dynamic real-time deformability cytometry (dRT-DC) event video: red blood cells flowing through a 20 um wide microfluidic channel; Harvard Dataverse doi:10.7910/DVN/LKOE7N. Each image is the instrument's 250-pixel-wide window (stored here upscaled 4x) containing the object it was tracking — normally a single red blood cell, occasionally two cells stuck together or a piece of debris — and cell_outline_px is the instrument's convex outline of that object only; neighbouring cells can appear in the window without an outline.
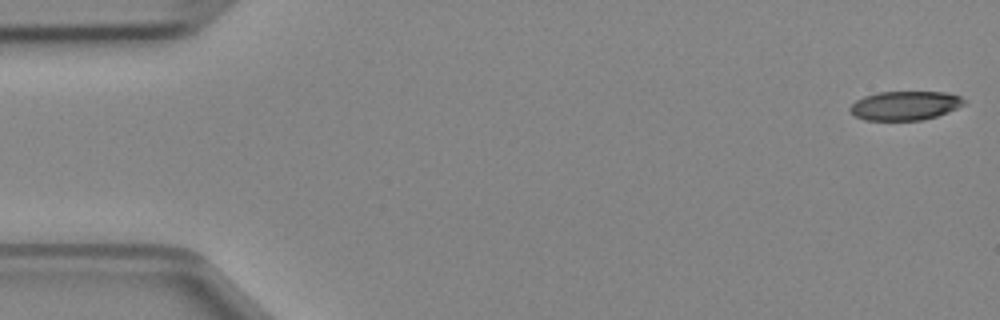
{"species": "Egyptian fruit bat (a non-hibernating species)", "species_latin": "Rousettus aegyptiacus", "temperature_condition": "cold", "stored_images_in_passage": 40, "camera_frame_rate_fps": 3000, "um_per_image_px": 0.085, "animal": {"sex": "female"}, "frame": {"image": 1, "passage_image": 1, "time_ms": 0.0, "image_size_px": [1000, 320], "cell_outline_px": [[968, 100], [964, 104], [948, 112], [924, 120], [864, 120], [848, 112], [848, 108], [856, 100], [864, 96], [876, 92], [944, 92], [960, 96]], "centroid_in_image_um": [76.91, 8.97], "position_along_channel_um": 8.1, "area_um2": 19.42}}
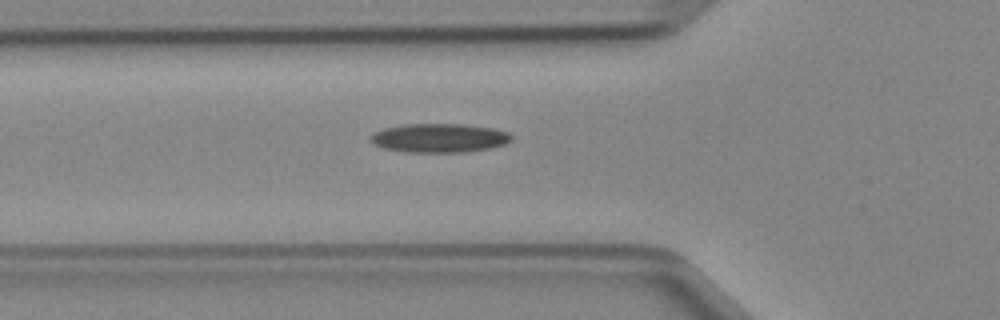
{"frame": {"image": 2, "passage_image": 16, "time_ms": 5.0, "image_size_px": [1000, 320], "cell_outline_px": [[512, 140], [504, 144], [492, 148], [464, 152], [404, 152], [384, 148], [376, 144], [372, 140], [372, 136], [376, 132], [384, 128], [404, 124], [464, 124], [492, 128], [508, 132], [512, 136]], "centroid_in_image_um": [37.39, 11.73], "position_along_channel_um": 88.4, "area_um2": 23.58}}